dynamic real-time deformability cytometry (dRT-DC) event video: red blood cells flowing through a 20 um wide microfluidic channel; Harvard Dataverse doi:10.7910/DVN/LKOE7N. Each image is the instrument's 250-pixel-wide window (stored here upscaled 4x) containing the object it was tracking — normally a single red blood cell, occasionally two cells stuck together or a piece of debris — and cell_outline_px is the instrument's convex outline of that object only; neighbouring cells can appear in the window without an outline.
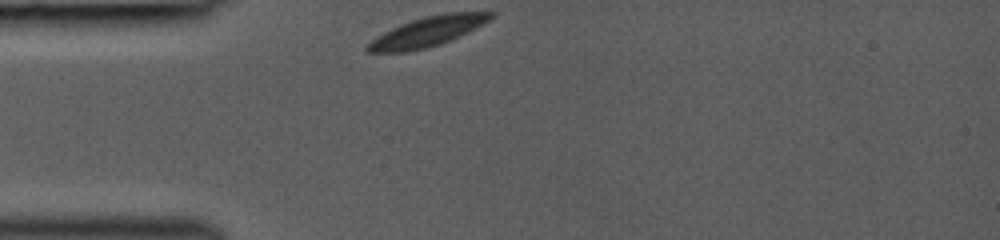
{"species": "common noctule bat (a hibernating species)", "species_latin": "Nyctalus noctula", "temperature_condition": "room temperature", "stored_images_in_passage": 28, "camera_frame_rate_fps": 3000, "um_per_image_px": 0.085, "animal": {"sex": "female", "body_mass_g": 19.0, "forearm_length_mm": 53.3}, "frame": {"image": 1, "passage_image": 1, "time_ms": 0.0, "image_size_px": [1000, 240], "cell_outline_px": [[492, 16], [488, 20], [476, 28], [440, 44], [408, 52], [368, 52], [364, 48], [376, 36], [392, 28], [412, 20], [428, 16], [448, 12], [492, 12]], "centroid_in_image_um": [36.29, 2.7], "position_along_channel_um": 48.7, "area_um2": 20.81}}
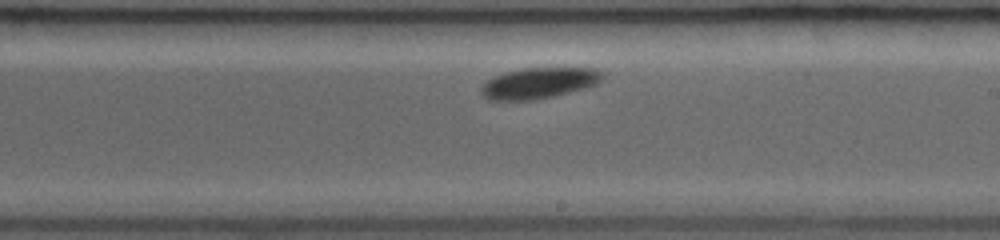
{"frame": {"image": 2, "passage_image": 16, "time_ms": 5.0, "image_size_px": [1000, 240], "cell_outline_px": [[604, 76], [596, 84], [584, 88], [536, 100], [488, 100], [480, 92], [480, 88], [488, 80], [504, 72], [524, 68], [596, 68], [604, 72]], "centroid_in_image_um": [45.81, 7.06], "position_along_channel_um": 243.2, "area_um2": 21.73}}
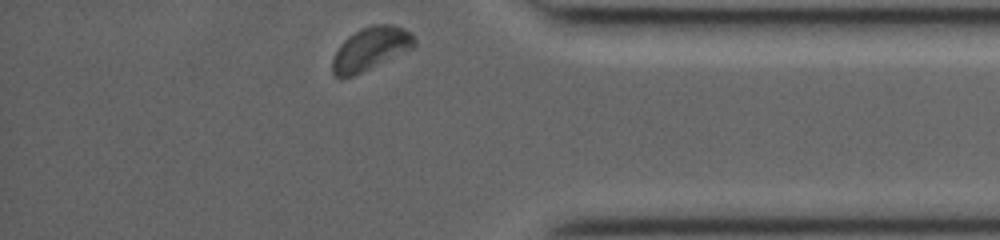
{"frame": {"image": 3, "passage_image": 28, "time_ms": 9.0, "image_size_px": [1000, 240], "cell_outline_px": [[416, 44], [412, 48], [352, 76], [336, 76], [332, 72], [332, 60], [340, 44], [348, 36], [360, 28], [372, 24], [392, 24], [404, 28], [416, 40]], "centroid_in_image_um": [31.49, 4.1], "position_along_channel_um": 403.7, "area_um2": 20.11}}